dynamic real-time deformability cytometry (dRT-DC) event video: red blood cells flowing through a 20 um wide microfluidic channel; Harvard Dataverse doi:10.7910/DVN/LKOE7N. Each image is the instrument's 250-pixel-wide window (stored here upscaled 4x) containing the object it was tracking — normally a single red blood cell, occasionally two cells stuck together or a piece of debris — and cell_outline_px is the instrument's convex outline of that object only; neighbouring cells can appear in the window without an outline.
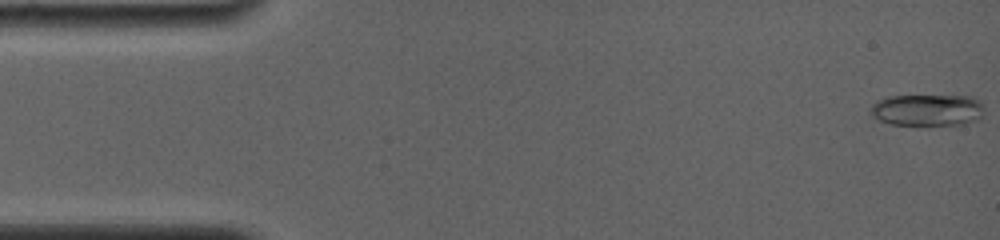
{"species": "common noctule bat (a hibernating species)", "species_latin": "Nyctalus noctula", "temperature_condition": "room temperature", "stored_images_in_passage": 6, "camera_frame_rate_fps": 4000, "um_per_image_px": 0.085, "animal": {"sex": "female", "body_mass_g": 19.0, "forearm_length_mm": 56.7}, "frame": {"image": 1, "passage_image": 1, "time_ms": 0.0, "image_size_px": [1000, 240], "cell_outline_px": [[980, 116], [976, 120], [960, 124], [892, 124], [880, 120], [872, 116], [868, 112], [868, 108], [876, 100], [888, 96], [972, 96], [980, 100]], "centroid_in_image_um": [78.72, 9.33], "position_along_channel_um": 6.3, "area_um2": 20.69}}
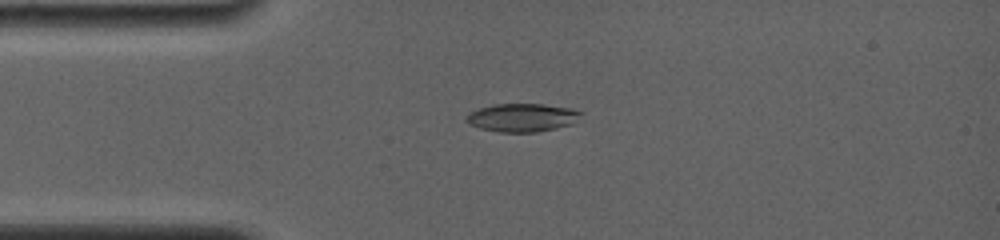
{"frame": {"image": 2, "passage_image": 5, "time_ms": 3.75, "image_size_px": [1000, 240], "cell_outline_px": [[584, 112], [572, 124], [556, 128], [536, 132], [500, 132], [480, 128], [464, 120], [468, 112], [492, 104], [544, 104], [572, 108]], "centroid_in_image_um": [44.39, 9.98], "position_along_channel_um": 40.6, "area_um2": 18.9}}